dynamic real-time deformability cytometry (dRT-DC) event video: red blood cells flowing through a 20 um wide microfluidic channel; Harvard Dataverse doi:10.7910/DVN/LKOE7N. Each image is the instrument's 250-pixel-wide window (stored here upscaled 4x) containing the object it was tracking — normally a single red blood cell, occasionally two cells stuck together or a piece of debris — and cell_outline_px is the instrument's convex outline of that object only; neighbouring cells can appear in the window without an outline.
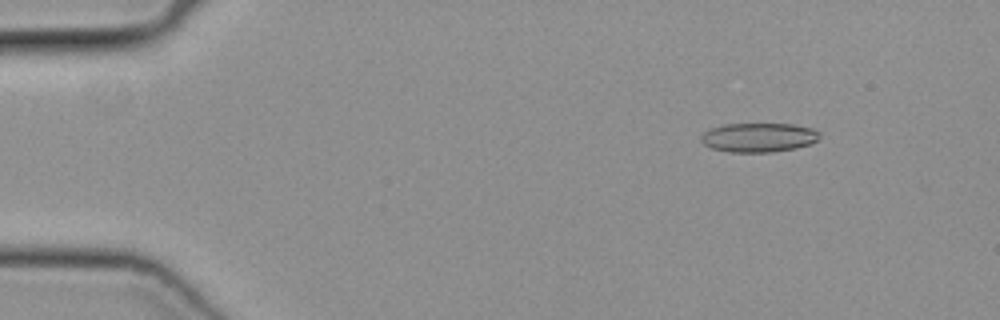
{"species": "common noctule bat (a hibernating species)", "species_latin": "Nyctalus noctula", "temperature_condition": "cold", "stored_images_in_passage": 50, "camera_frame_rate_fps": 3000, "um_per_image_px": 0.085, "animal": {"sex": "female", "body_mass_g": 19.3, "forearm_length_mm": 54.1}, "frame": {"image": 1, "passage_image": 7, "time_ms": 2.0, "image_size_px": [1000, 320], "cell_outline_px": [[820, 136], [816, 140], [808, 144], [796, 148], [772, 152], [728, 152], [712, 148], [704, 144], [700, 140], [700, 136], [704, 132], [712, 128], [724, 124], [792, 124], [812, 128], [820, 132]], "centroid_in_image_um": [64.47, 11.68], "position_along_channel_um": 20.5, "area_um2": 20.11}}
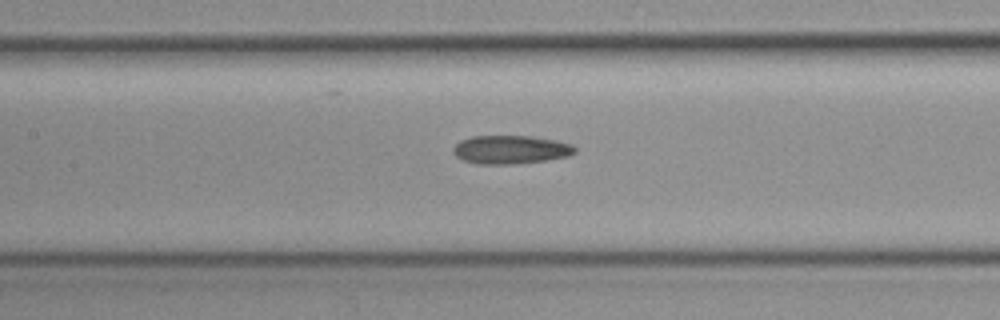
{"frame": {"image": 2, "passage_image": 24, "time_ms": 7.667, "image_size_px": [1000, 320], "cell_outline_px": [[576, 152], [568, 156], [548, 160], [512, 164], [480, 164], [464, 160], [456, 156], [452, 152], [452, 148], [460, 140], [472, 136], [532, 136], [556, 140], [572, 144], [576, 148]], "centroid_in_image_um": [43.41, 12.71], "position_along_channel_um": 164.0, "area_um2": 20.29}}
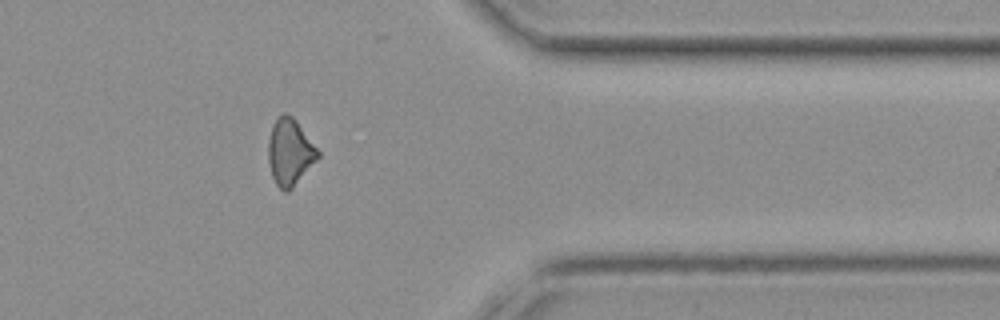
{"frame": {"image": 3, "passage_image": 41, "time_ms": 13.333, "image_size_px": [1000, 320], "cell_outline_px": [[320, 156], [292, 188], [288, 192], [284, 192], [276, 184], [272, 176], [268, 160], [268, 140], [272, 124], [276, 116], [284, 112], [292, 116], [296, 120], [320, 152]], "centroid_in_image_um": [24.62, 12.9], "position_along_channel_um": 386.8, "area_um2": 19.31}}